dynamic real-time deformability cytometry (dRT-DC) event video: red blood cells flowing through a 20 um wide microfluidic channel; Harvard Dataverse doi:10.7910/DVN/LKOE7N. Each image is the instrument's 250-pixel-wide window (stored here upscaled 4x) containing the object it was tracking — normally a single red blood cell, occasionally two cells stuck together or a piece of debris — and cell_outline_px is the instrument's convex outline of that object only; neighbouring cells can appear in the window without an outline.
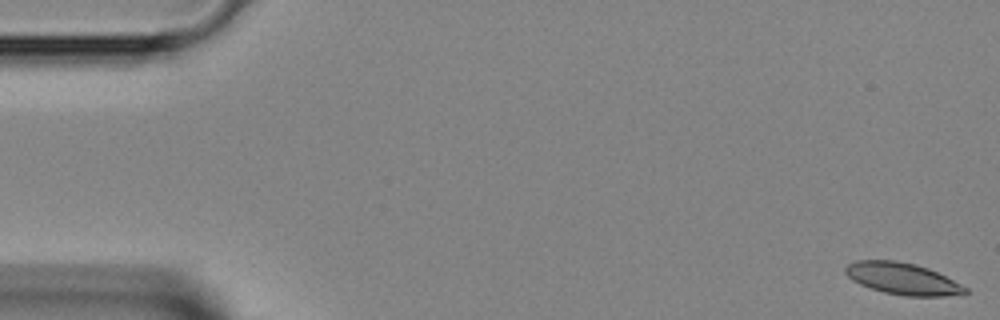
{"species": "Egyptian fruit bat (a non-hibernating species)", "species_latin": "Rousettus aegyptiacus", "temperature_condition": "room temperature", "stored_images_in_passage": 9, "camera_frame_rate_fps": 3000, "um_per_image_px": 0.085, "animal": {"sex": "female"}, "frame": {"image": 1, "passage_image": 1, "time_ms": 0.0, "image_size_px": [1000, 320], "cell_outline_px": [[968, 292], [964, 296], [904, 296], [884, 292], [860, 284], [852, 280], [844, 272], [844, 268], [848, 264], [856, 260], [896, 260], [916, 264], [928, 268], [968, 288]], "centroid_in_image_um": [76.74, 23.69], "position_along_channel_um": 8.3, "area_um2": 22.25}}